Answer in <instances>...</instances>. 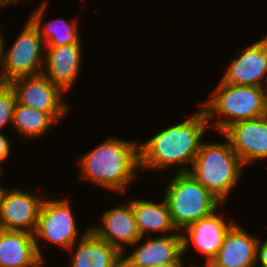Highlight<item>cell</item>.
<instances>
[{"label": "cell", "mask_w": 267, "mask_h": 267, "mask_svg": "<svg viewBox=\"0 0 267 267\" xmlns=\"http://www.w3.org/2000/svg\"><path fill=\"white\" fill-rule=\"evenodd\" d=\"M208 128L206 113L200 106L186 120L169 124L146 141H139L140 170L156 171L157 177L176 166L177 173L188 172Z\"/></svg>", "instance_id": "1"}, {"label": "cell", "mask_w": 267, "mask_h": 267, "mask_svg": "<svg viewBox=\"0 0 267 267\" xmlns=\"http://www.w3.org/2000/svg\"><path fill=\"white\" fill-rule=\"evenodd\" d=\"M78 160L80 179L118 195H125L141 172L139 142L110 135Z\"/></svg>", "instance_id": "2"}, {"label": "cell", "mask_w": 267, "mask_h": 267, "mask_svg": "<svg viewBox=\"0 0 267 267\" xmlns=\"http://www.w3.org/2000/svg\"><path fill=\"white\" fill-rule=\"evenodd\" d=\"M199 106L205 111L210 128L219 134L234 123L267 115L265 87L232 85L219 80Z\"/></svg>", "instance_id": "3"}, {"label": "cell", "mask_w": 267, "mask_h": 267, "mask_svg": "<svg viewBox=\"0 0 267 267\" xmlns=\"http://www.w3.org/2000/svg\"><path fill=\"white\" fill-rule=\"evenodd\" d=\"M224 139V142L217 143L203 140L187 173L219 201L227 204V199L241 180L246 167L228 139Z\"/></svg>", "instance_id": "4"}, {"label": "cell", "mask_w": 267, "mask_h": 267, "mask_svg": "<svg viewBox=\"0 0 267 267\" xmlns=\"http://www.w3.org/2000/svg\"><path fill=\"white\" fill-rule=\"evenodd\" d=\"M163 197L178 232L217 210L223 203L189 173L170 177Z\"/></svg>", "instance_id": "5"}, {"label": "cell", "mask_w": 267, "mask_h": 267, "mask_svg": "<svg viewBox=\"0 0 267 267\" xmlns=\"http://www.w3.org/2000/svg\"><path fill=\"white\" fill-rule=\"evenodd\" d=\"M71 201L64 199L45 198L42 202L38 214L36 229L33 233L36 248L39 256L46 259L40 243L47 242L62 247V250L68 249L79 239H81L89 230L90 225L81 233ZM78 238V239H77ZM50 242V243H49Z\"/></svg>", "instance_id": "6"}, {"label": "cell", "mask_w": 267, "mask_h": 267, "mask_svg": "<svg viewBox=\"0 0 267 267\" xmlns=\"http://www.w3.org/2000/svg\"><path fill=\"white\" fill-rule=\"evenodd\" d=\"M4 48V62L1 83L9 84L20 77L36 76L43 73L45 43L38 29L27 19L16 40Z\"/></svg>", "instance_id": "7"}, {"label": "cell", "mask_w": 267, "mask_h": 267, "mask_svg": "<svg viewBox=\"0 0 267 267\" xmlns=\"http://www.w3.org/2000/svg\"><path fill=\"white\" fill-rule=\"evenodd\" d=\"M9 85L14 89L17 102L21 105L48 112L58 122L70 114L72 104L69 106L66 102V93L43 73L14 79Z\"/></svg>", "instance_id": "8"}, {"label": "cell", "mask_w": 267, "mask_h": 267, "mask_svg": "<svg viewBox=\"0 0 267 267\" xmlns=\"http://www.w3.org/2000/svg\"><path fill=\"white\" fill-rule=\"evenodd\" d=\"M44 196L4 186L0 193V227L34 233Z\"/></svg>", "instance_id": "9"}, {"label": "cell", "mask_w": 267, "mask_h": 267, "mask_svg": "<svg viewBox=\"0 0 267 267\" xmlns=\"http://www.w3.org/2000/svg\"><path fill=\"white\" fill-rule=\"evenodd\" d=\"M220 81L239 86L265 87L267 83V36L243 47Z\"/></svg>", "instance_id": "10"}, {"label": "cell", "mask_w": 267, "mask_h": 267, "mask_svg": "<svg viewBox=\"0 0 267 267\" xmlns=\"http://www.w3.org/2000/svg\"><path fill=\"white\" fill-rule=\"evenodd\" d=\"M221 207L224 209L225 204H222L210 215L189 225L181 232L184 256L192 248V245L201 252L205 263H210L216 256L223 244L226 233L235 224L234 219H227L226 221V218L222 217L221 213H219Z\"/></svg>", "instance_id": "11"}, {"label": "cell", "mask_w": 267, "mask_h": 267, "mask_svg": "<svg viewBox=\"0 0 267 267\" xmlns=\"http://www.w3.org/2000/svg\"><path fill=\"white\" fill-rule=\"evenodd\" d=\"M244 166L267 160V115L234 123L222 133Z\"/></svg>", "instance_id": "12"}, {"label": "cell", "mask_w": 267, "mask_h": 267, "mask_svg": "<svg viewBox=\"0 0 267 267\" xmlns=\"http://www.w3.org/2000/svg\"><path fill=\"white\" fill-rule=\"evenodd\" d=\"M132 246L136 247L132 253H128V256H125L127 252L122 253V259L132 267H151L169 262H185L181 232L157 235L156 237L144 236Z\"/></svg>", "instance_id": "13"}, {"label": "cell", "mask_w": 267, "mask_h": 267, "mask_svg": "<svg viewBox=\"0 0 267 267\" xmlns=\"http://www.w3.org/2000/svg\"><path fill=\"white\" fill-rule=\"evenodd\" d=\"M100 219L101 225H92L90 230L121 253H125V247L131 246L141 238L132 204L128 200L118 207L105 210Z\"/></svg>", "instance_id": "14"}, {"label": "cell", "mask_w": 267, "mask_h": 267, "mask_svg": "<svg viewBox=\"0 0 267 267\" xmlns=\"http://www.w3.org/2000/svg\"><path fill=\"white\" fill-rule=\"evenodd\" d=\"M82 44L45 46L43 74L67 94L80 76L84 58Z\"/></svg>", "instance_id": "15"}, {"label": "cell", "mask_w": 267, "mask_h": 267, "mask_svg": "<svg viewBox=\"0 0 267 267\" xmlns=\"http://www.w3.org/2000/svg\"><path fill=\"white\" fill-rule=\"evenodd\" d=\"M260 237L235 223L226 233L223 244L210 262L212 267H256Z\"/></svg>", "instance_id": "16"}, {"label": "cell", "mask_w": 267, "mask_h": 267, "mask_svg": "<svg viewBox=\"0 0 267 267\" xmlns=\"http://www.w3.org/2000/svg\"><path fill=\"white\" fill-rule=\"evenodd\" d=\"M71 261L68 267H115L122 253L89 230L68 251ZM72 253V254H71Z\"/></svg>", "instance_id": "17"}, {"label": "cell", "mask_w": 267, "mask_h": 267, "mask_svg": "<svg viewBox=\"0 0 267 267\" xmlns=\"http://www.w3.org/2000/svg\"><path fill=\"white\" fill-rule=\"evenodd\" d=\"M41 260L32 233L3 229L0 234V267H34Z\"/></svg>", "instance_id": "18"}, {"label": "cell", "mask_w": 267, "mask_h": 267, "mask_svg": "<svg viewBox=\"0 0 267 267\" xmlns=\"http://www.w3.org/2000/svg\"><path fill=\"white\" fill-rule=\"evenodd\" d=\"M129 201L132 204L141 237L150 236L151 233L161 235L178 233L165 198L162 197L161 202L145 198H131Z\"/></svg>", "instance_id": "19"}, {"label": "cell", "mask_w": 267, "mask_h": 267, "mask_svg": "<svg viewBox=\"0 0 267 267\" xmlns=\"http://www.w3.org/2000/svg\"><path fill=\"white\" fill-rule=\"evenodd\" d=\"M47 0L42 3L29 15L28 18L38 29L43 38L45 46H61L73 43H82L80 27H78L77 18L70 21L67 19L56 18L45 22L47 10Z\"/></svg>", "instance_id": "20"}, {"label": "cell", "mask_w": 267, "mask_h": 267, "mask_svg": "<svg viewBox=\"0 0 267 267\" xmlns=\"http://www.w3.org/2000/svg\"><path fill=\"white\" fill-rule=\"evenodd\" d=\"M58 121L48 112L21 105H15L11 126L24 139H35L45 136Z\"/></svg>", "instance_id": "21"}, {"label": "cell", "mask_w": 267, "mask_h": 267, "mask_svg": "<svg viewBox=\"0 0 267 267\" xmlns=\"http://www.w3.org/2000/svg\"><path fill=\"white\" fill-rule=\"evenodd\" d=\"M16 103L14 89L9 84L0 83V131H4L7 125L11 126Z\"/></svg>", "instance_id": "22"}, {"label": "cell", "mask_w": 267, "mask_h": 267, "mask_svg": "<svg viewBox=\"0 0 267 267\" xmlns=\"http://www.w3.org/2000/svg\"><path fill=\"white\" fill-rule=\"evenodd\" d=\"M3 131H0V168L4 171L3 164L6 163L12 155V144Z\"/></svg>", "instance_id": "23"}, {"label": "cell", "mask_w": 267, "mask_h": 267, "mask_svg": "<svg viewBox=\"0 0 267 267\" xmlns=\"http://www.w3.org/2000/svg\"><path fill=\"white\" fill-rule=\"evenodd\" d=\"M267 267V238L262 241L260 238L257 245L256 267Z\"/></svg>", "instance_id": "24"}, {"label": "cell", "mask_w": 267, "mask_h": 267, "mask_svg": "<svg viewBox=\"0 0 267 267\" xmlns=\"http://www.w3.org/2000/svg\"><path fill=\"white\" fill-rule=\"evenodd\" d=\"M4 31L1 30L0 27V83H1V71H2V66L4 62V48H5V36H4Z\"/></svg>", "instance_id": "25"}, {"label": "cell", "mask_w": 267, "mask_h": 267, "mask_svg": "<svg viewBox=\"0 0 267 267\" xmlns=\"http://www.w3.org/2000/svg\"><path fill=\"white\" fill-rule=\"evenodd\" d=\"M22 2H24V3H32L33 1L31 0H0V9H4V8H6L7 6L9 7V6H11V5H13V4H18V3H22Z\"/></svg>", "instance_id": "26"}, {"label": "cell", "mask_w": 267, "mask_h": 267, "mask_svg": "<svg viewBox=\"0 0 267 267\" xmlns=\"http://www.w3.org/2000/svg\"><path fill=\"white\" fill-rule=\"evenodd\" d=\"M184 262H169L165 264H158L151 267H182Z\"/></svg>", "instance_id": "27"}, {"label": "cell", "mask_w": 267, "mask_h": 267, "mask_svg": "<svg viewBox=\"0 0 267 267\" xmlns=\"http://www.w3.org/2000/svg\"><path fill=\"white\" fill-rule=\"evenodd\" d=\"M185 265V266H184ZM182 267H212L210 263H205V265H201V264H198V263H192L190 265H186L185 263L183 264Z\"/></svg>", "instance_id": "28"}, {"label": "cell", "mask_w": 267, "mask_h": 267, "mask_svg": "<svg viewBox=\"0 0 267 267\" xmlns=\"http://www.w3.org/2000/svg\"><path fill=\"white\" fill-rule=\"evenodd\" d=\"M115 267H132L125 260L121 259Z\"/></svg>", "instance_id": "29"}, {"label": "cell", "mask_w": 267, "mask_h": 267, "mask_svg": "<svg viewBox=\"0 0 267 267\" xmlns=\"http://www.w3.org/2000/svg\"><path fill=\"white\" fill-rule=\"evenodd\" d=\"M45 261V259H42L37 265H35L34 267H45V263L46 262H44Z\"/></svg>", "instance_id": "30"}, {"label": "cell", "mask_w": 267, "mask_h": 267, "mask_svg": "<svg viewBox=\"0 0 267 267\" xmlns=\"http://www.w3.org/2000/svg\"><path fill=\"white\" fill-rule=\"evenodd\" d=\"M265 97H266V110H267V83H266V86H265Z\"/></svg>", "instance_id": "31"}, {"label": "cell", "mask_w": 267, "mask_h": 267, "mask_svg": "<svg viewBox=\"0 0 267 267\" xmlns=\"http://www.w3.org/2000/svg\"><path fill=\"white\" fill-rule=\"evenodd\" d=\"M3 170L0 168V179L3 177ZM2 176V177H1Z\"/></svg>", "instance_id": "32"}]
</instances>
